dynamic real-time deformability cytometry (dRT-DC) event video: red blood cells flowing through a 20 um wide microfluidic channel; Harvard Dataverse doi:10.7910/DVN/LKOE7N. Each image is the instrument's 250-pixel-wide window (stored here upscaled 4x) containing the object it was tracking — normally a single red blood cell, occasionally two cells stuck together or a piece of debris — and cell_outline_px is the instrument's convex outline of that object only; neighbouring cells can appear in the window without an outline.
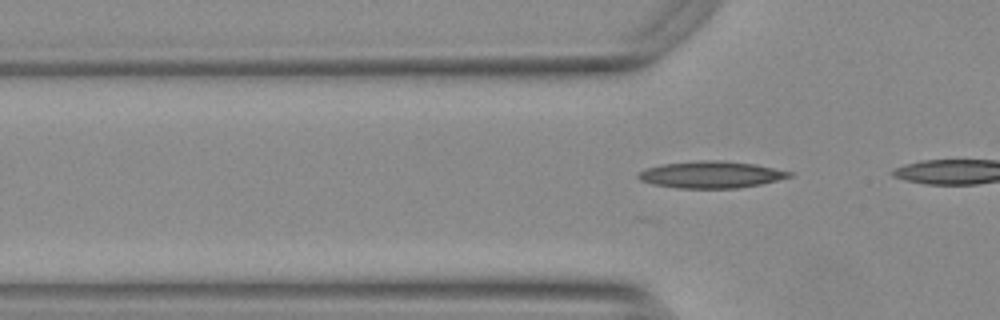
{"species": "Egyptian fruit bat (a non-hibernating species)", "species_latin": "Rousettus aegyptiacus", "temperature_condition": "warm", "stored_images_in_passage": 10, "camera_frame_rate_fps": 3000, "um_per_image_px": 0.085, "animal": {"sex": "female"}, "frame": {"image": 1, "passage_image": 4, "time_ms": 1.0, "image_size_px": [1000, 320], "cell_outline_px": [[792, 176], [760, 184], [736, 188], [680, 188], [652, 184], [640, 180], [636, 176], [640, 172], [648, 168], [664, 164], [700, 160], [724, 160], [756, 164], [792, 172]], "centroid_in_image_um": [60.45, 14.84], "position_along_channel_um": 65.4, "area_um2": 23.41}}
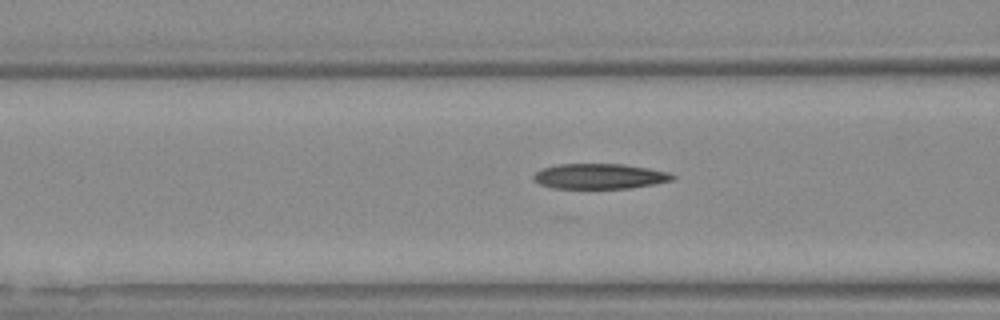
{"frame": {"image": 2, "passage_image": 8, "time_ms": 2.333, "image_size_px": [1000, 320], "cell_outline_px": [[676, 176], [672, 180], [652, 184], [628, 188], [552, 188], [540, 184], [532, 180], [532, 176], [540, 168], [556, 164], [624, 164], [648, 168], [668, 172]], "centroid_in_image_um": [50.9, 14.97], "position_along_channel_um": 115.7, "area_um2": 20.46}}